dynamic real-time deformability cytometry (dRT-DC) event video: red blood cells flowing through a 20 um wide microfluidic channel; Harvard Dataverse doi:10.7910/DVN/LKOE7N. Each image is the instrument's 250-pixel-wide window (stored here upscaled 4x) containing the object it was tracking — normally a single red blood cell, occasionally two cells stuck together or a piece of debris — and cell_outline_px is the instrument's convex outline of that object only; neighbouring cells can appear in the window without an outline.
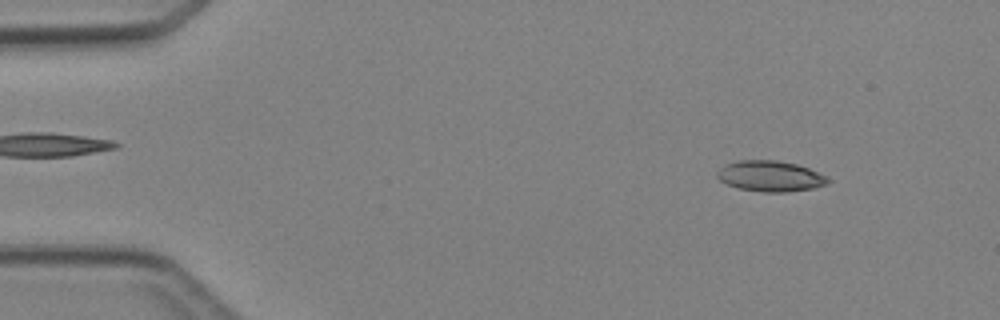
{"species": "Egyptian fruit bat (a non-hibernating species)", "species_latin": "Rousettus aegyptiacus", "temperature_condition": "cold", "stored_images_in_passage": 4, "camera_frame_rate_fps": 3000, "um_per_image_px": 0.085, "animal": {"sex": "female"}, "frame": {"image": 1, "passage_image": 1, "time_ms": 0.0, "image_size_px": [1000, 320], "cell_outline_px": [[832, 180], [828, 184], [816, 188], [784, 192], [764, 192], [740, 188], [728, 184], [720, 180], [716, 176], [716, 172], [720, 168], [736, 160], [776, 160], [796, 164], [808, 168], [828, 176]], "centroid_in_image_um": [65.52, 14.97], "position_along_channel_um": 19.5, "area_um2": 19.88}}
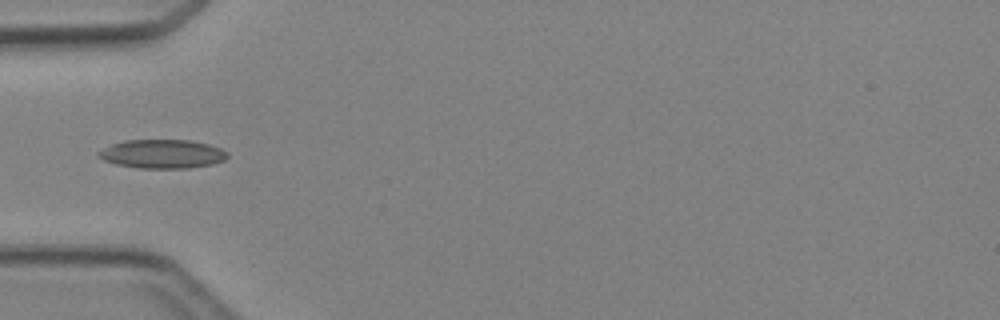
{"frame": {"image": 2, "passage_image": 4, "time_ms": 3.333, "image_size_px": [1000, 320], "cell_outline_px": [[228, 156], [224, 160], [212, 164], [188, 168], [140, 168], [116, 164], [104, 160], [96, 156], [96, 152], [112, 144], [124, 140], [192, 140], [208, 144], [220, 148], [228, 152]], "centroid_in_image_um": [13.79, 13.08], "position_along_channel_um": 71.2, "area_um2": 21.68}}